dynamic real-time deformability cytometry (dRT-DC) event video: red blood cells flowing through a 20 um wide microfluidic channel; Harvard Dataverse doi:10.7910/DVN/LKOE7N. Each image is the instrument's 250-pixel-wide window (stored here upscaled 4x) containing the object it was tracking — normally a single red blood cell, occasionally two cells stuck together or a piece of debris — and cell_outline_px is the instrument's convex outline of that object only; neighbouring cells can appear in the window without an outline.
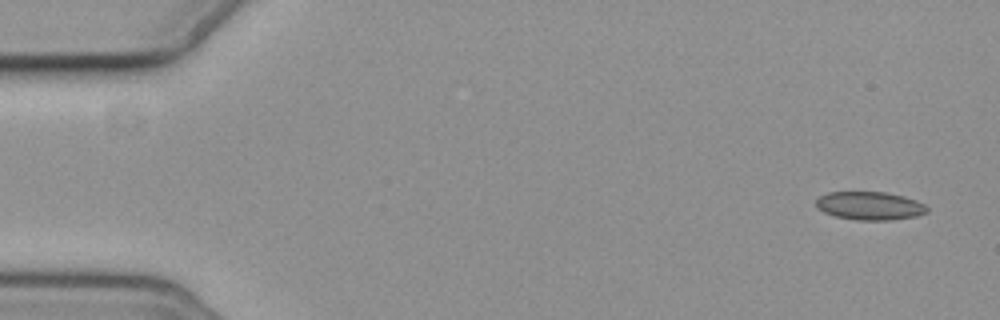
{"species": "common noctule bat (a hibernating species)", "species_latin": "Nyctalus noctula", "temperature_condition": "cold", "stored_images_in_passage": 5, "segment_of_instrument_passage": [1, 2], "camera_frame_rate_fps": 3000, "um_per_image_px": 0.085, "animal": {"sex": "female", "body_mass_g": 19.3, "forearm_length_mm": 54.1}, "frame": {"image": 1, "passage_image": 1, "time_ms": 0.0, "image_size_px": [1000, 320], "cell_outline_px": [[928, 212], [916, 216], [892, 220], [860, 220], [836, 216], [824, 212], [816, 204], [816, 200], [820, 196], [828, 192], [884, 192], [904, 196], [916, 200], [924, 204], [928, 208]], "centroid_in_image_um": [73.97, 17.49], "position_along_channel_um": 11.0, "area_um2": 18.15}}